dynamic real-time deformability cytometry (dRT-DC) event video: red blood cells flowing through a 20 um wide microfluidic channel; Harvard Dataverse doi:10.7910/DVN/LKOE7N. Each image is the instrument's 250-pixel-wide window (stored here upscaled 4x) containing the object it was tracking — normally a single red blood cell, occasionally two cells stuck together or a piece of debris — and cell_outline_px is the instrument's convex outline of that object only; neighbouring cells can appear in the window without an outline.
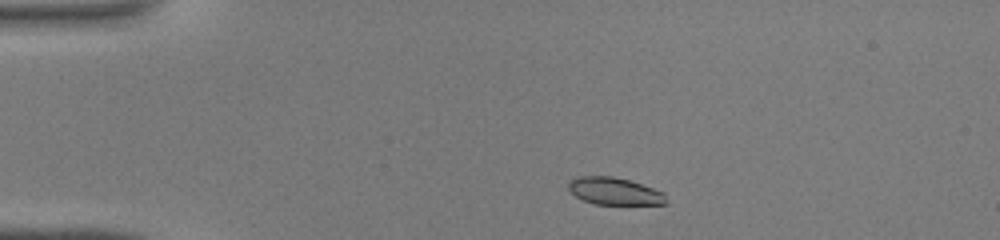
{"species": "common noctule bat (a hibernating species)", "species_latin": "Nyctalus noctula", "temperature_condition": "warm", "stored_images_in_passage": 37, "camera_frame_rate_fps": 3000, "um_per_image_px": 0.085, "animal": {"sex": "male", "body_mass_g": 19.0, "forearm_length_mm": 50.8}, "frame": {"image": 1, "passage_image": 2, "time_ms": 0.333, "image_size_px": [1000, 240], "cell_outline_px": [[668, 204], [596, 204], [584, 200], [576, 196], [568, 188], [568, 184], [576, 176], [612, 176], [628, 180], [664, 192], [668, 200]], "centroid_in_image_um": [52.26, 16.25], "position_along_channel_um": 32.7, "area_um2": 15.37}}
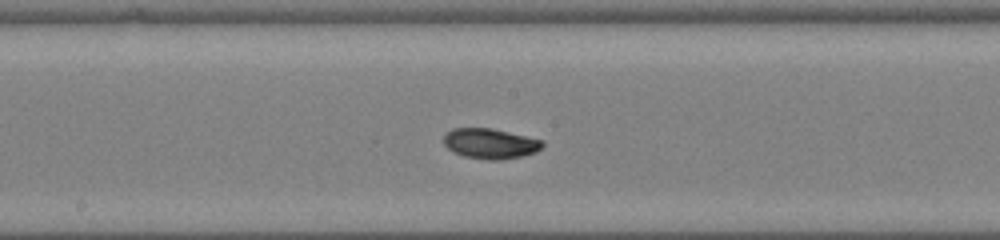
{"frame": {"image": 2, "passage_image": 17, "time_ms": 5.333, "image_size_px": [1000, 240], "cell_outline_px": [[544, 144], [536, 152], [504, 160], [488, 160], [464, 156], [452, 152], [444, 144], [444, 136], [452, 128], [492, 128], [544, 140]], "centroid_in_image_um": [41.67, 12.2], "position_along_channel_um": 206.5, "area_um2": 17.46}}
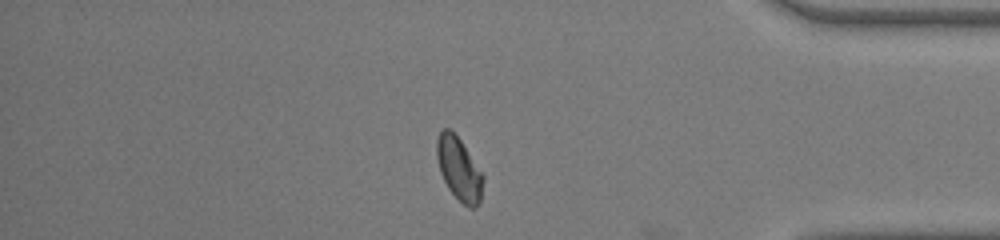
{"frame": {"image": 3, "passage_image": 31, "time_ms": 10.0, "image_size_px": [1000, 240], "cell_outline_px": [[484, 180], [480, 200], [472, 208], [468, 208], [448, 188], [440, 172], [436, 156], [436, 140], [440, 132], [444, 128], [448, 128], [460, 140], [484, 176]], "centroid_in_image_um": [39.0, 14.35], "position_along_channel_um": 396.2, "area_um2": 16.65}}